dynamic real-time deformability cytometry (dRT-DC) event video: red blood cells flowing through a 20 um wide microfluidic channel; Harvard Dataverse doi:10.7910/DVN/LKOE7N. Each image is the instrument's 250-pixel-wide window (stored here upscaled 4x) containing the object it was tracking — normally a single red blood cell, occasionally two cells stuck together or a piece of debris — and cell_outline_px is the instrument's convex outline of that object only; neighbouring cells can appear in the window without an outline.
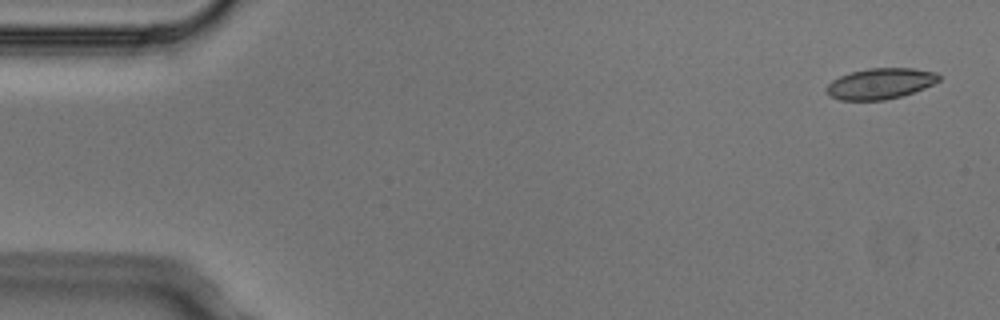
{"species": "Egyptian fruit bat (a non-hibernating species)", "species_latin": "Rousettus aegyptiacus", "temperature_condition": "cold", "stored_images_in_passage": 4, "camera_frame_rate_fps": 3000, "um_per_image_px": 0.085, "animal": {"sex": "male"}, "frame": {"image": 1, "passage_image": 1, "time_ms": 0.0, "image_size_px": [1000, 320], "cell_outline_px": [[940, 80], [924, 88], [900, 96], [884, 100], [840, 100], [832, 96], [824, 88], [832, 80], [840, 76], [852, 72], [868, 68], [912, 68], [936, 72], [940, 76]], "centroid_in_image_um": [74.82, 7.1], "position_along_channel_um": 10.2, "area_um2": 20.0}}
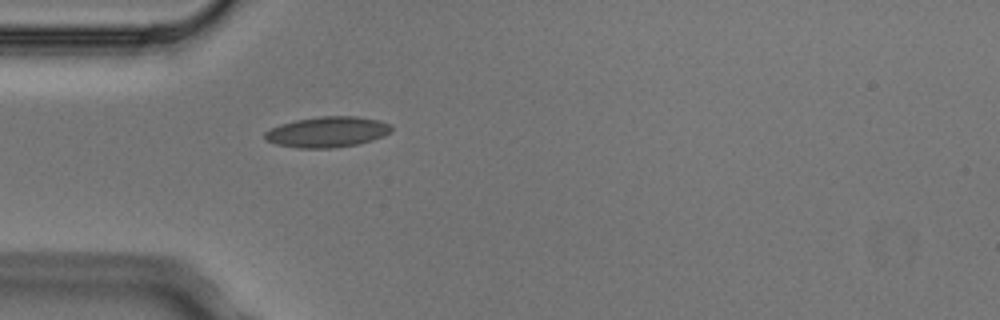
{"frame": {"image": 2, "passage_image": 4, "time_ms": 1.0, "image_size_px": [1000, 320], "cell_outline_px": [[392, 132], [384, 136], [356, 144], [332, 148], [300, 148], [276, 144], [264, 140], [264, 132], [280, 124], [296, 120], [320, 116], [356, 116], [380, 120], [388, 124], [392, 128]], "centroid_in_image_um": [27.81, 11.21], "position_along_channel_um": 57.2, "area_um2": 22.54}}